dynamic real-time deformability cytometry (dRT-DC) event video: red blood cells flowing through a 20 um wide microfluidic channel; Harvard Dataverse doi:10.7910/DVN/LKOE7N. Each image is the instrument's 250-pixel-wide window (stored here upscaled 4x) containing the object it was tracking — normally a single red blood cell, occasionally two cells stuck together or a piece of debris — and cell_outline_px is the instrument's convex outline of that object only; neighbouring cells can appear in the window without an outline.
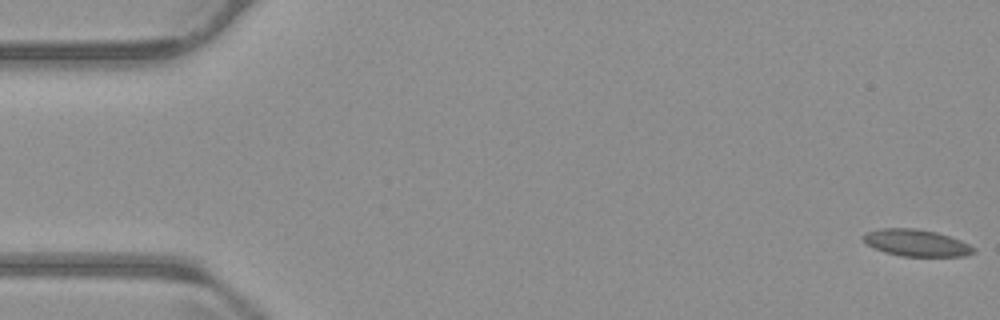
{"species": "common noctule bat (a hibernating species)", "species_latin": "Nyctalus noctula", "temperature_condition": "warm", "stored_images_in_passage": 57, "camera_frame_rate_fps": 3000, "um_per_image_px": 0.085, "animal": {"sex": "male", "body_mass_g": 23.1, "forearm_length_mm": 52.7}, "frame": {"image": 1, "passage_image": 1, "time_ms": 0.0, "image_size_px": [1000, 320], "cell_outline_px": [[976, 252], [964, 256], [904, 256], [884, 252], [868, 244], [864, 240], [864, 232], [880, 228], [916, 228], [936, 232], [960, 240], [976, 248]], "centroid_in_image_um": [77.91, 20.64], "position_along_channel_um": 7.1, "area_um2": 17.11}}
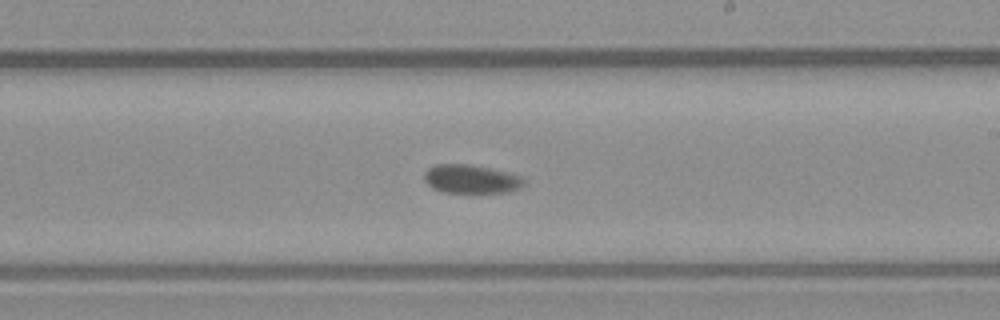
{"frame": {"image": 2, "passage_image": 33, "time_ms": 10.667, "image_size_px": [1000, 320], "cell_outline_px": [[528, 180], [520, 188], [508, 192], [444, 192], [432, 188], [424, 180], [424, 172], [428, 168], [436, 164], [468, 164], [488, 168], [520, 176]], "centroid_in_image_um": [40.03, 15.22], "position_along_channel_um": 249.0, "area_um2": 16.53}}
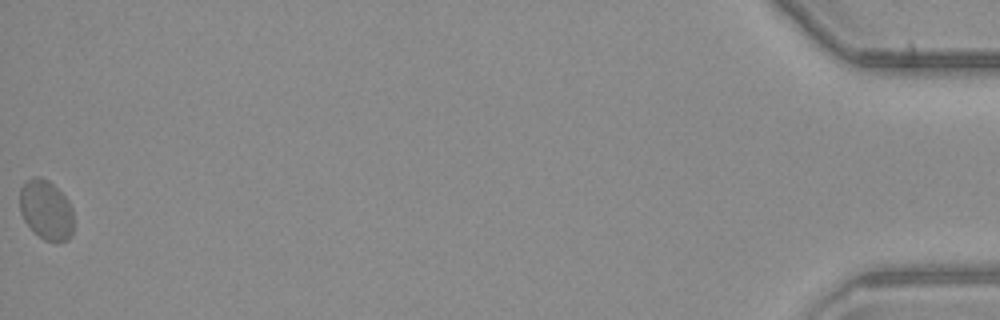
{"frame": {"image": 3, "passage_image": 57, "time_ms": 18.667, "image_size_px": [1000, 320], "cell_outline_px": [[72, 236], [68, 240], [56, 244], [44, 240], [24, 220], [20, 212], [20, 188], [24, 180], [32, 176], [40, 176], [48, 180], [68, 200], [72, 208]], "centroid_in_image_um": [3.91, 17.84], "position_along_channel_um": 431.3, "area_um2": 18.9}}